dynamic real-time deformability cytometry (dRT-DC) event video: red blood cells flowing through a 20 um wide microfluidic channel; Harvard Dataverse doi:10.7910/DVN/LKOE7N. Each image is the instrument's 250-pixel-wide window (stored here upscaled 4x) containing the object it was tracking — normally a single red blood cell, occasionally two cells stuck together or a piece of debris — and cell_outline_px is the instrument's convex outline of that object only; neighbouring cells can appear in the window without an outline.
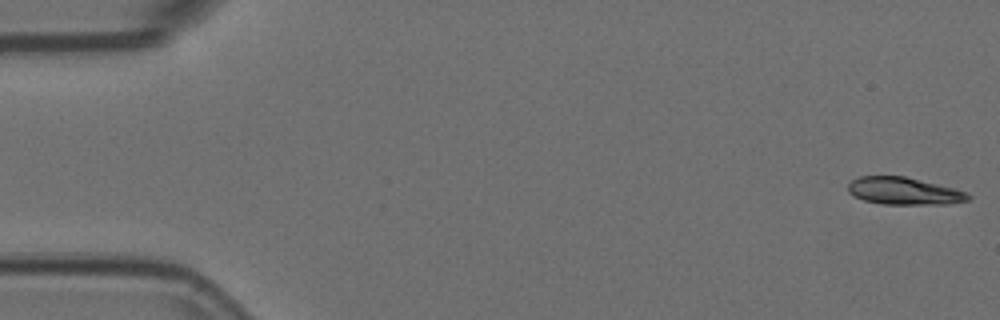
{"species": "Egyptian fruit bat (a non-hibernating species)", "species_latin": "Rousettus aegyptiacus", "temperature_condition": "room temperature", "stored_images_in_passage": 54, "camera_frame_rate_fps": 3000, "um_per_image_px": 0.085, "animal": {"sex": "female"}, "frame": {"image": 1, "passage_image": 1, "time_ms": 0.0, "image_size_px": [1000, 320], "cell_outline_px": [[972, 196], [968, 200], [948, 204], [884, 204], [864, 200], [848, 192], [848, 184], [852, 180], [860, 176], [904, 176], [956, 188]], "centroid_in_image_um": [76.85, 16.23], "position_along_channel_um": 8.1, "area_um2": 19.02}}
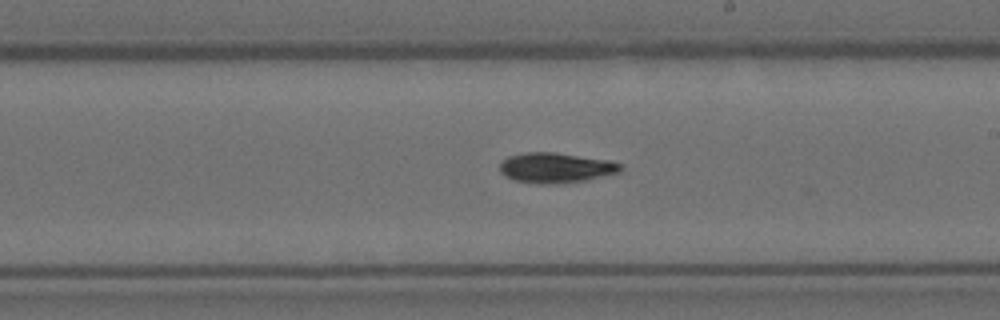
{"frame": {"image": 2, "passage_image": 31, "time_ms": 10.0, "image_size_px": [1000, 320], "cell_outline_px": [[624, 168], [620, 172], [584, 180], [556, 184], [540, 184], [516, 180], [504, 176], [500, 172], [500, 164], [508, 156], [528, 152], [552, 152], [612, 160], [624, 164]], "centroid_in_image_um": [47.29, 14.25], "position_along_channel_um": 241.7, "area_um2": 21.27}}
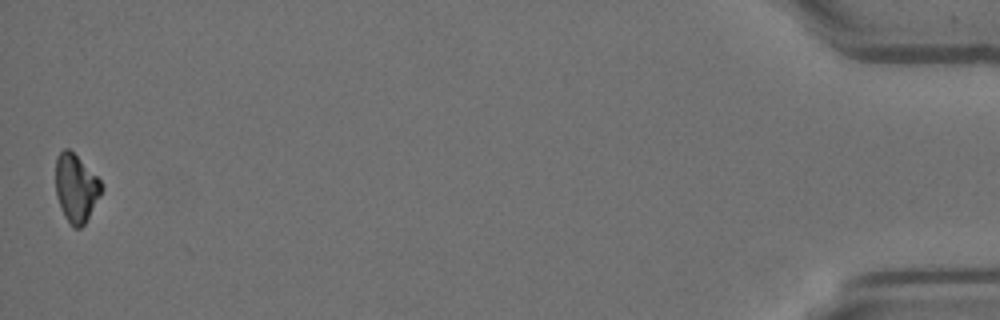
{"frame": {"image": 3, "passage_image": 54, "time_ms": 17.667, "image_size_px": [1000, 320], "cell_outline_px": [[104, 188], [100, 196], [84, 224], [80, 228], [72, 228], [64, 216], [56, 196], [56, 156], [64, 148], [68, 148], [100, 180]], "centroid_in_image_um": [6.45, 16.01], "position_along_channel_um": 428.8, "area_um2": 17.98}}